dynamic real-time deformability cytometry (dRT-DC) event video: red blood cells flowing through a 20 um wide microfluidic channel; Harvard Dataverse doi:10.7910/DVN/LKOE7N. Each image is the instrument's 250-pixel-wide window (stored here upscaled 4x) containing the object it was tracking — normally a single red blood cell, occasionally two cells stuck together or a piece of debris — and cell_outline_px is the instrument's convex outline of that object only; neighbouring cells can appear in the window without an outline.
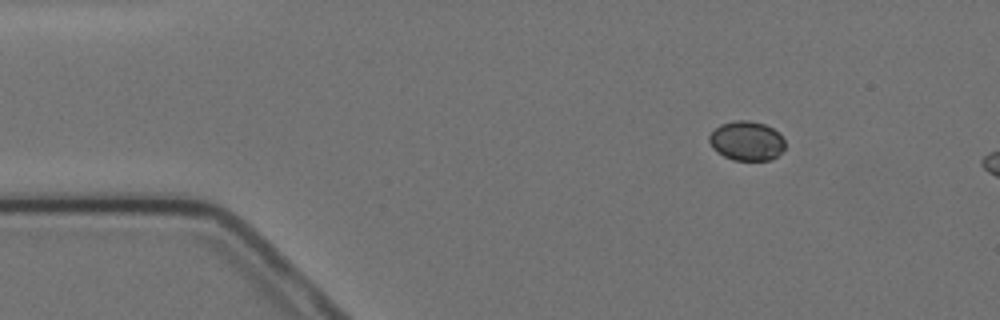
{"species": "Egyptian fruit bat (a non-hibernating species)", "species_latin": "Rousettus aegyptiacus", "temperature_condition": "cold", "stored_images_in_passage": 2, "camera_frame_rate_fps": 3000, "um_per_image_px": 0.085, "animal": {"sex": "female"}, "frame": {"image": 1, "passage_image": 1, "time_ms": 0.0, "image_size_px": [1000, 320], "cell_outline_px": [[784, 148], [772, 160], [732, 160], [716, 152], [712, 148], [708, 140], [708, 136], [720, 124], [736, 120], [748, 120], [764, 124], [772, 128], [784, 140]], "centroid_in_image_um": [63.42, 11.98], "position_along_channel_um": 21.6, "area_um2": 17.34}}